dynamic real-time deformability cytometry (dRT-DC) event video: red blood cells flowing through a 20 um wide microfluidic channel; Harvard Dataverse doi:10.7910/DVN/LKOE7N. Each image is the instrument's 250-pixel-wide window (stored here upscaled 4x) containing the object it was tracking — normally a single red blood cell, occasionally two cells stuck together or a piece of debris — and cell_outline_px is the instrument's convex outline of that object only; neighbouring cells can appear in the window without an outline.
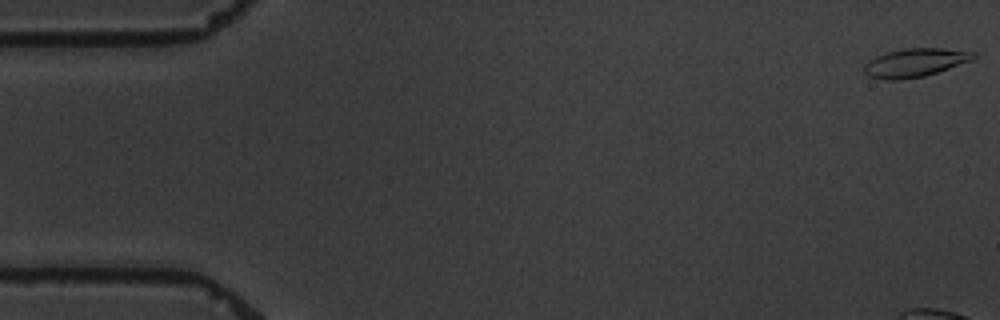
{"species": "common noctule bat (a hibernating species)", "species_latin": "Nyctalus noctula", "temperature_condition": "warm", "stored_images_in_passage": 6, "camera_frame_rate_fps": 3000, "um_per_image_px": 0.085, "animal": {"sex": "male", "body_mass_g": 19.5, "forearm_length_mm": 54.6}, "frame": {"image": 1, "passage_image": 1, "time_ms": 0.0, "image_size_px": [1000, 320], "cell_outline_px": [[976, 56], [972, 60], [924, 76], [896, 80], [884, 80], [868, 76], [864, 72], [864, 64], [876, 56], [884, 52], [904, 48], [944, 48], [976, 52]], "centroid_in_image_um": [77.75, 5.31], "position_along_channel_um": 7.3, "area_um2": 18.15}}